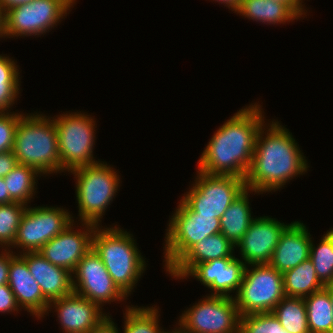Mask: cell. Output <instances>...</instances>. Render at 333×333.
Returning <instances> with one entry per match:
<instances>
[{
    "label": "cell",
    "instance_id": "60d3db41",
    "mask_svg": "<svg viewBox=\"0 0 333 333\" xmlns=\"http://www.w3.org/2000/svg\"><path fill=\"white\" fill-rule=\"evenodd\" d=\"M32 1L33 0H0V4H1L2 9L5 12L9 8H12V7L20 5V4L32 2Z\"/></svg>",
    "mask_w": 333,
    "mask_h": 333
},
{
    "label": "cell",
    "instance_id": "8fae6325",
    "mask_svg": "<svg viewBox=\"0 0 333 333\" xmlns=\"http://www.w3.org/2000/svg\"><path fill=\"white\" fill-rule=\"evenodd\" d=\"M206 297L184 311L178 321L180 328L188 333H239L240 314L234 296Z\"/></svg>",
    "mask_w": 333,
    "mask_h": 333
},
{
    "label": "cell",
    "instance_id": "d6a6232c",
    "mask_svg": "<svg viewBox=\"0 0 333 333\" xmlns=\"http://www.w3.org/2000/svg\"><path fill=\"white\" fill-rule=\"evenodd\" d=\"M19 88V82H0V112H7L13 106Z\"/></svg>",
    "mask_w": 333,
    "mask_h": 333
},
{
    "label": "cell",
    "instance_id": "7bdbcfd3",
    "mask_svg": "<svg viewBox=\"0 0 333 333\" xmlns=\"http://www.w3.org/2000/svg\"><path fill=\"white\" fill-rule=\"evenodd\" d=\"M324 288L329 292L331 303H332V306H333V284L327 285ZM332 319H333V311H332Z\"/></svg>",
    "mask_w": 333,
    "mask_h": 333
},
{
    "label": "cell",
    "instance_id": "484cf974",
    "mask_svg": "<svg viewBox=\"0 0 333 333\" xmlns=\"http://www.w3.org/2000/svg\"><path fill=\"white\" fill-rule=\"evenodd\" d=\"M272 314L289 333H310L304 298L285 296Z\"/></svg>",
    "mask_w": 333,
    "mask_h": 333
},
{
    "label": "cell",
    "instance_id": "3957f363",
    "mask_svg": "<svg viewBox=\"0 0 333 333\" xmlns=\"http://www.w3.org/2000/svg\"><path fill=\"white\" fill-rule=\"evenodd\" d=\"M92 249L104 263L117 287L128 297L146 269L132 234L121 228L96 227Z\"/></svg>",
    "mask_w": 333,
    "mask_h": 333
},
{
    "label": "cell",
    "instance_id": "d4e9b609",
    "mask_svg": "<svg viewBox=\"0 0 333 333\" xmlns=\"http://www.w3.org/2000/svg\"><path fill=\"white\" fill-rule=\"evenodd\" d=\"M310 333H333V306L329 292L323 288L304 298Z\"/></svg>",
    "mask_w": 333,
    "mask_h": 333
},
{
    "label": "cell",
    "instance_id": "603a6c76",
    "mask_svg": "<svg viewBox=\"0 0 333 333\" xmlns=\"http://www.w3.org/2000/svg\"><path fill=\"white\" fill-rule=\"evenodd\" d=\"M246 188L227 208L220 218V232L236 248V244L242 239L249 228L251 221V208L249 206V196Z\"/></svg>",
    "mask_w": 333,
    "mask_h": 333
},
{
    "label": "cell",
    "instance_id": "cb8c5ba5",
    "mask_svg": "<svg viewBox=\"0 0 333 333\" xmlns=\"http://www.w3.org/2000/svg\"><path fill=\"white\" fill-rule=\"evenodd\" d=\"M282 275L284 292L288 297L305 298L325 287L318 279L310 258Z\"/></svg>",
    "mask_w": 333,
    "mask_h": 333
},
{
    "label": "cell",
    "instance_id": "e575fe53",
    "mask_svg": "<svg viewBox=\"0 0 333 333\" xmlns=\"http://www.w3.org/2000/svg\"><path fill=\"white\" fill-rule=\"evenodd\" d=\"M18 304L16 302L14 293L8 284L0 285V312H12L19 311Z\"/></svg>",
    "mask_w": 333,
    "mask_h": 333
},
{
    "label": "cell",
    "instance_id": "d6986e66",
    "mask_svg": "<svg viewBox=\"0 0 333 333\" xmlns=\"http://www.w3.org/2000/svg\"><path fill=\"white\" fill-rule=\"evenodd\" d=\"M20 256L26 261L31 275L49 302L74 292L71 272L55 266L45 259L39 251L24 252Z\"/></svg>",
    "mask_w": 333,
    "mask_h": 333
},
{
    "label": "cell",
    "instance_id": "52a82bcc",
    "mask_svg": "<svg viewBox=\"0 0 333 333\" xmlns=\"http://www.w3.org/2000/svg\"><path fill=\"white\" fill-rule=\"evenodd\" d=\"M246 265L242 283L234 299L240 316L272 312L286 296L283 275L270 264Z\"/></svg>",
    "mask_w": 333,
    "mask_h": 333
},
{
    "label": "cell",
    "instance_id": "9c48e42d",
    "mask_svg": "<svg viewBox=\"0 0 333 333\" xmlns=\"http://www.w3.org/2000/svg\"><path fill=\"white\" fill-rule=\"evenodd\" d=\"M195 183L182 201L197 215L220 219L231 203L246 189L245 179L232 175L197 172Z\"/></svg>",
    "mask_w": 333,
    "mask_h": 333
},
{
    "label": "cell",
    "instance_id": "7a4b0ae2",
    "mask_svg": "<svg viewBox=\"0 0 333 333\" xmlns=\"http://www.w3.org/2000/svg\"><path fill=\"white\" fill-rule=\"evenodd\" d=\"M264 127L258 132L252 163L245 178L246 188L255 194L275 192L288 180L305 173L309 167L299 145L285 126L272 121L266 132Z\"/></svg>",
    "mask_w": 333,
    "mask_h": 333
},
{
    "label": "cell",
    "instance_id": "f35d334b",
    "mask_svg": "<svg viewBox=\"0 0 333 333\" xmlns=\"http://www.w3.org/2000/svg\"><path fill=\"white\" fill-rule=\"evenodd\" d=\"M286 3L299 17L303 14L305 15L304 4L302 5V0H276Z\"/></svg>",
    "mask_w": 333,
    "mask_h": 333
},
{
    "label": "cell",
    "instance_id": "44dd1931",
    "mask_svg": "<svg viewBox=\"0 0 333 333\" xmlns=\"http://www.w3.org/2000/svg\"><path fill=\"white\" fill-rule=\"evenodd\" d=\"M234 247L221 232L208 236L193 245L167 272L176 279H184L197 264L217 258L235 257Z\"/></svg>",
    "mask_w": 333,
    "mask_h": 333
},
{
    "label": "cell",
    "instance_id": "9a60e30c",
    "mask_svg": "<svg viewBox=\"0 0 333 333\" xmlns=\"http://www.w3.org/2000/svg\"><path fill=\"white\" fill-rule=\"evenodd\" d=\"M288 225L268 216L254 218L236 244L245 265L269 264L281 233Z\"/></svg>",
    "mask_w": 333,
    "mask_h": 333
},
{
    "label": "cell",
    "instance_id": "e0dca14e",
    "mask_svg": "<svg viewBox=\"0 0 333 333\" xmlns=\"http://www.w3.org/2000/svg\"><path fill=\"white\" fill-rule=\"evenodd\" d=\"M52 303V304H51ZM54 304V305H53ZM56 309L58 320L65 333H89L104 317L102 308L74 292L53 300L49 304Z\"/></svg>",
    "mask_w": 333,
    "mask_h": 333
},
{
    "label": "cell",
    "instance_id": "f6af8a7d",
    "mask_svg": "<svg viewBox=\"0 0 333 333\" xmlns=\"http://www.w3.org/2000/svg\"><path fill=\"white\" fill-rule=\"evenodd\" d=\"M174 330L175 331H172V332L169 331V333H188V332L184 331L183 329H181L180 327L178 329L176 327Z\"/></svg>",
    "mask_w": 333,
    "mask_h": 333
},
{
    "label": "cell",
    "instance_id": "1f68e13d",
    "mask_svg": "<svg viewBox=\"0 0 333 333\" xmlns=\"http://www.w3.org/2000/svg\"><path fill=\"white\" fill-rule=\"evenodd\" d=\"M23 114L0 112V153L13 151L15 132Z\"/></svg>",
    "mask_w": 333,
    "mask_h": 333
},
{
    "label": "cell",
    "instance_id": "5b68a950",
    "mask_svg": "<svg viewBox=\"0 0 333 333\" xmlns=\"http://www.w3.org/2000/svg\"><path fill=\"white\" fill-rule=\"evenodd\" d=\"M113 169L106 162H98L70 171L77 178L76 198L82 222L100 225V218L113 201L120 184L118 173Z\"/></svg>",
    "mask_w": 333,
    "mask_h": 333
},
{
    "label": "cell",
    "instance_id": "f546056e",
    "mask_svg": "<svg viewBox=\"0 0 333 333\" xmlns=\"http://www.w3.org/2000/svg\"><path fill=\"white\" fill-rule=\"evenodd\" d=\"M26 209V205L19 202L0 205V247L8 249L13 246Z\"/></svg>",
    "mask_w": 333,
    "mask_h": 333
},
{
    "label": "cell",
    "instance_id": "4316f807",
    "mask_svg": "<svg viewBox=\"0 0 333 333\" xmlns=\"http://www.w3.org/2000/svg\"><path fill=\"white\" fill-rule=\"evenodd\" d=\"M39 172L26 165L18 164L3 179L7 185L10 198L14 202L27 205L32 196L35 195L36 178Z\"/></svg>",
    "mask_w": 333,
    "mask_h": 333
},
{
    "label": "cell",
    "instance_id": "ffe728a7",
    "mask_svg": "<svg viewBox=\"0 0 333 333\" xmlns=\"http://www.w3.org/2000/svg\"><path fill=\"white\" fill-rule=\"evenodd\" d=\"M310 236L303 223L291 222L281 233L269 264L283 274L307 260L312 241Z\"/></svg>",
    "mask_w": 333,
    "mask_h": 333
},
{
    "label": "cell",
    "instance_id": "74e56055",
    "mask_svg": "<svg viewBox=\"0 0 333 333\" xmlns=\"http://www.w3.org/2000/svg\"><path fill=\"white\" fill-rule=\"evenodd\" d=\"M115 325L107 315L89 333H119Z\"/></svg>",
    "mask_w": 333,
    "mask_h": 333
},
{
    "label": "cell",
    "instance_id": "8d00e7d4",
    "mask_svg": "<svg viewBox=\"0 0 333 333\" xmlns=\"http://www.w3.org/2000/svg\"><path fill=\"white\" fill-rule=\"evenodd\" d=\"M17 165V158L13 151L0 153V177L4 178Z\"/></svg>",
    "mask_w": 333,
    "mask_h": 333
},
{
    "label": "cell",
    "instance_id": "b9f144b4",
    "mask_svg": "<svg viewBox=\"0 0 333 333\" xmlns=\"http://www.w3.org/2000/svg\"><path fill=\"white\" fill-rule=\"evenodd\" d=\"M217 2H221V4H225V6H227L229 9L231 8L232 11H235L238 6H239V3L241 0H215Z\"/></svg>",
    "mask_w": 333,
    "mask_h": 333
},
{
    "label": "cell",
    "instance_id": "ab89813d",
    "mask_svg": "<svg viewBox=\"0 0 333 333\" xmlns=\"http://www.w3.org/2000/svg\"><path fill=\"white\" fill-rule=\"evenodd\" d=\"M7 185L4 182V179L2 177H0V205L1 204H9L14 202L11 198H10V194L8 192V189L6 187Z\"/></svg>",
    "mask_w": 333,
    "mask_h": 333
},
{
    "label": "cell",
    "instance_id": "bcb514c9",
    "mask_svg": "<svg viewBox=\"0 0 333 333\" xmlns=\"http://www.w3.org/2000/svg\"><path fill=\"white\" fill-rule=\"evenodd\" d=\"M0 37H4V30H0Z\"/></svg>",
    "mask_w": 333,
    "mask_h": 333
},
{
    "label": "cell",
    "instance_id": "4dcf8cb0",
    "mask_svg": "<svg viewBox=\"0 0 333 333\" xmlns=\"http://www.w3.org/2000/svg\"><path fill=\"white\" fill-rule=\"evenodd\" d=\"M239 333H289L272 314L255 313L240 316Z\"/></svg>",
    "mask_w": 333,
    "mask_h": 333
},
{
    "label": "cell",
    "instance_id": "836d02e7",
    "mask_svg": "<svg viewBox=\"0 0 333 333\" xmlns=\"http://www.w3.org/2000/svg\"><path fill=\"white\" fill-rule=\"evenodd\" d=\"M18 65L9 58L0 55V82H20Z\"/></svg>",
    "mask_w": 333,
    "mask_h": 333
},
{
    "label": "cell",
    "instance_id": "ba28073f",
    "mask_svg": "<svg viewBox=\"0 0 333 333\" xmlns=\"http://www.w3.org/2000/svg\"><path fill=\"white\" fill-rule=\"evenodd\" d=\"M170 218L165 234L164 261L168 271L193 245L220 233V219L197 215L182 200Z\"/></svg>",
    "mask_w": 333,
    "mask_h": 333
},
{
    "label": "cell",
    "instance_id": "f1b7e54d",
    "mask_svg": "<svg viewBox=\"0 0 333 333\" xmlns=\"http://www.w3.org/2000/svg\"><path fill=\"white\" fill-rule=\"evenodd\" d=\"M159 309L155 307H130L125 312L123 333H169L159 326ZM162 330V331H161Z\"/></svg>",
    "mask_w": 333,
    "mask_h": 333
},
{
    "label": "cell",
    "instance_id": "ee69618b",
    "mask_svg": "<svg viewBox=\"0 0 333 333\" xmlns=\"http://www.w3.org/2000/svg\"><path fill=\"white\" fill-rule=\"evenodd\" d=\"M4 15H5V12L2 9L1 4H0V30H4Z\"/></svg>",
    "mask_w": 333,
    "mask_h": 333
},
{
    "label": "cell",
    "instance_id": "83f0119b",
    "mask_svg": "<svg viewBox=\"0 0 333 333\" xmlns=\"http://www.w3.org/2000/svg\"><path fill=\"white\" fill-rule=\"evenodd\" d=\"M316 275L324 285L333 284V229L323 235L317 247L310 244V255Z\"/></svg>",
    "mask_w": 333,
    "mask_h": 333
},
{
    "label": "cell",
    "instance_id": "ac0fdd59",
    "mask_svg": "<svg viewBox=\"0 0 333 333\" xmlns=\"http://www.w3.org/2000/svg\"><path fill=\"white\" fill-rule=\"evenodd\" d=\"M8 285L14 293L19 308H24L38 319L50 311V302L44 297L39 284L20 254L10 260Z\"/></svg>",
    "mask_w": 333,
    "mask_h": 333
},
{
    "label": "cell",
    "instance_id": "7c38bea8",
    "mask_svg": "<svg viewBox=\"0 0 333 333\" xmlns=\"http://www.w3.org/2000/svg\"><path fill=\"white\" fill-rule=\"evenodd\" d=\"M59 207H28L22 216L12 248L23 252L39 251L48 241L60 234L74 220Z\"/></svg>",
    "mask_w": 333,
    "mask_h": 333
},
{
    "label": "cell",
    "instance_id": "8992f818",
    "mask_svg": "<svg viewBox=\"0 0 333 333\" xmlns=\"http://www.w3.org/2000/svg\"><path fill=\"white\" fill-rule=\"evenodd\" d=\"M88 116L80 111L53 118L58 138L60 172L102 162L95 161L93 157L96 123L94 118Z\"/></svg>",
    "mask_w": 333,
    "mask_h": 333
},
{
    "label": "cell",
    "instance_id": "30bf717a",
    "mask_svg": "<svg viewBox=\"0 0 333 333\" xmlns=\"http://www.w3.org/2000/svg\"><path fill=\"white\" fill-rule=\"evenodd\" d=\"M75 0H33L9 8L4 15V37L36 36L60 22Z\"/></svg>",
    "mask_w": 333,
    "mask_h": 333
},
{
    "label": "cell",
    "instance_id": "277c9868",
    "mask_svg": "<svg viewBox=\"0 0 333 333\" xmlns=\"http://www.w3.org/2000/svg\"><path fill=\"white\" fill-rule=\"evenodd\" d=\"M53 117L39 113L23 115L18 122L13 153L18 164L30 166L41 174L60 171V154Z\"/></svg>",
    "mask_w": 333,
    "mask_h": 333
},
{
    "label": "cell",
    "instance_id": "d590c367",
    "mask_svg": "<svg viewBox=\"0 0 333 333\" xmlns=\"http://www.w3.org/2000/svg\"><path fill=\"white\" fill-rule=\"evenodd\" d=\"M0 254V285L8 284L10 260L15 256L10 248L2 249Z\"/></svg>",
    "mask_w": 333,
    "mask_h": 333
},
{
    "label": "cell",
    "instance_id": "5bb4252c",
    "mask_svg": "<svg viewBox=\"0 0 333 333\" xmlns=\"http://www.w3.org/2000/svg\"><path fill=\"white\" fill-rule=\"evenodd\" d=\"M73 223L74 221L39 250L45 259L71 273L92 248V236L97 227L95 224L83 222L82 226L85 225L86 229L75 231Z\"/></svg>",
    "mask_w": 333,
    "mask_h": 333
},
{
    "label": "cell",
    "instance_id": "4fadbf2b",
    "mask_svg": "<svg viewBox=\"0 0 333 333\" xmlns=\"http://www.w3.org/2000/svg\"><path fill=\"white\" fill-rule=\"evenodd\" d=\"M72 275L74 293L100 307L106 302L122 301L127 297L113 282L104 263L92 248L78 262Z\"/></svg>",
    "mask_w": 333,
    "mask_h": 333
},
{
    "label": "cell",
    "instance_id": "6da1fadb",
    "mask_svg": "<svg viewBox=\"0 0 333 333\" xmlns=\"http://www.w3.org/2000/svg\"><path fill=\"white\" fill-rule=\"evenodd\" d=\"M261 106L242 108L214 133L198 162V170L210 175L245 179L252 163L258 132L264 126Z\"/></svg>",
    "mask_w": 333,
    "mask_h": 333
},
{
    "label": "cell",
    "instance_id": "7402d4cb",
    "mask_svg": "<svg viewBox=\"0 0 333 333\" xmlns=\"http://www.w3.org/2000/svg\"><path fill=\"white\" fill-rule=\"evenodd\" d=\"M234 12L264 24H284L300 18L286 3L276 0H241Z\"/></svg>",
    "mask_w": 333,
    "mask_h": 333
},
{
    "label": "cell",
    "instance_id": "2e32d148",
    "mask_svg": "<svg viewBox=\"0 0 333 333\" xmlns=\"http://www.w3.org/2000/svg\"><path fill=\"white\" fill-rule=\"evenodd\" d=\"M245 263L241 258L224 257L197 264L184 278L193 276L205 285L214 296L230 297L229 293H238L242 283Z\"/></svg>",
    "mask_w": 333,
    "mask_h": 333
}]
</instances>
